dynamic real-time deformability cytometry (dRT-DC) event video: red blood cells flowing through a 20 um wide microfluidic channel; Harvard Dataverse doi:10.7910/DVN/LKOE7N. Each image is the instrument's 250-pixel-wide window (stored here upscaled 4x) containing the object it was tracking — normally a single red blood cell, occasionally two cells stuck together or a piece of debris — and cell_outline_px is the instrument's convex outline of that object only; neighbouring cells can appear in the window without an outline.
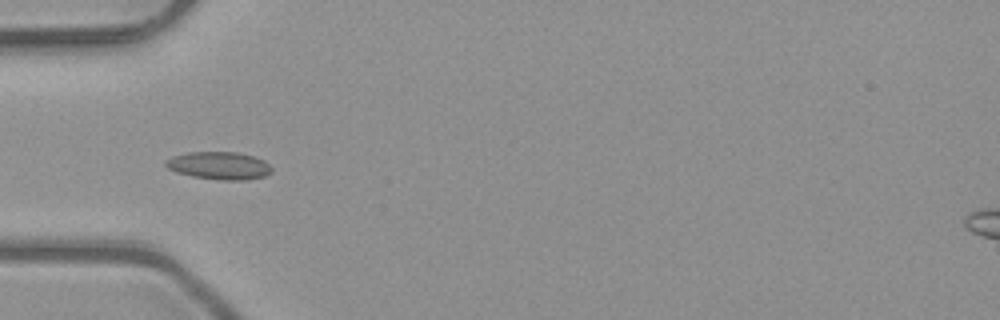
{"species": "common noctule bat (a hibernating species)", "species_latin": "Nyctalus noctula", "temperature_condition": "room temperature", "stored_images_in_passage": 8, "camera_frame_rate_fps": 3000, "um_per_image_px": 0.085, "animal": {"sex": "male", "body_mass_g": 23.1, "forearm_length_mm": 52.7}, "frame": {"image": 1, "passage_image": 4, "time_ms": 1.0, "image_size_px": [1000, 320], "cell_outline_px": [[272, 172], [264, 176], [244, 180], [220, 180], [192, 176], [176, 172], [168, 168], [164, 164], [164, 160], [172, 156], [188, 152], [236, 152], [252, 156], [264, 160], [272, 168]], "centroid_in_image_um": [18.6, 14.07], "position_along_channel_um": 66.4, "area_um2": 17.11}}
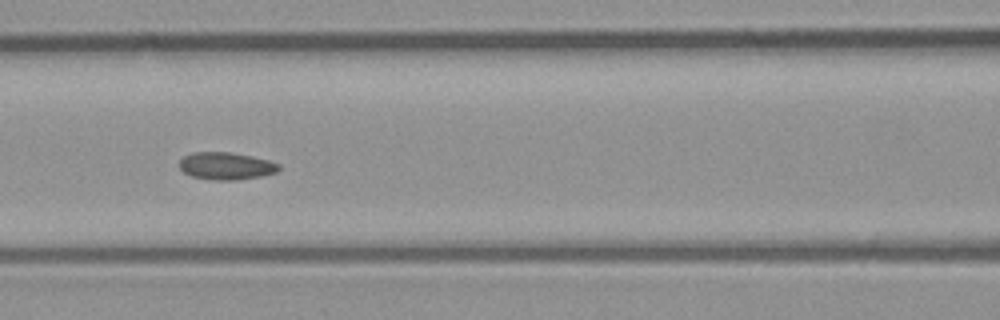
{"frame": {"image": 2, "passage_image": 6, "time_ms": 1.667, "image_size_px": [1000, 320], "cell_outline_px": [[280, 168], [276, 172], [260, 176], [236, 180], [216, 180], [192, 176], [184, 172], [180, 168], [180, 160], [184, 156], [192, 152], [228, 152], [252, 156], [268, 160], [280, 164]], "centroid_in_image_um": [19.22, 14.1], "position_along_channel_um": 147.4, "area_um2": 15.72}}
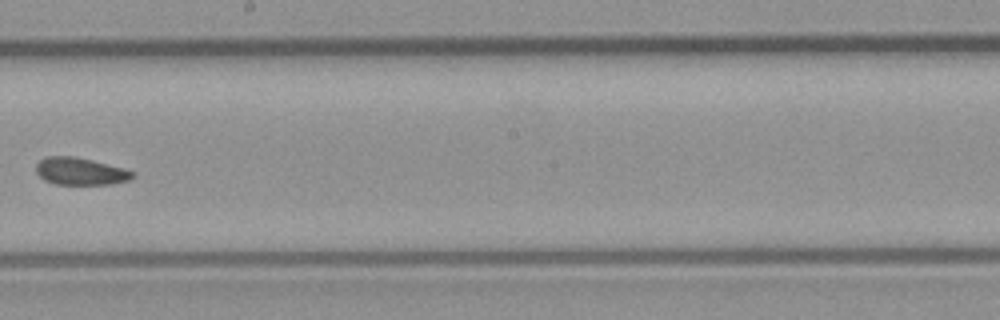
{"frame": {"image": 3, "passage_image": 8, "time_ms": 2.333, "image_size_px": [1000, 320], "cell_outline_px": [[136, 176], [128, 180], [112, 184], [56, 184], [44, 180], [36, 172], [36, 164], [44, 156], [76, 156], [124, 168], [132, 172]], "centroid_in_image_um": [6.81, 14.55], "position_along_channel_um": 241.4, "area_um2": 15.37}}